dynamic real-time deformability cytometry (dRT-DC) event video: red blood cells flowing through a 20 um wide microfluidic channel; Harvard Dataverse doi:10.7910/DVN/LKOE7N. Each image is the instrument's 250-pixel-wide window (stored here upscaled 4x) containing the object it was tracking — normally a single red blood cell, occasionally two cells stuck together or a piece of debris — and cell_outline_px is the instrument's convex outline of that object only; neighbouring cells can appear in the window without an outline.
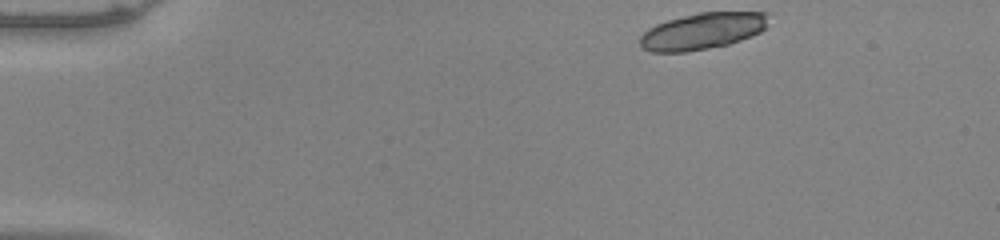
{"species": "common noctule bat (a hibernating species)", "species_latin": "Nyctalus noctula", "temperature_condition": "warm", "stored_images_in_passage": 45, "camera_frame_rate_fps": 3000, "um_per_image_px": 0.085, "animal": {"sex": "male", "body_mass_g": 20.0, "forearm_length_mm": 53.3}, "frame": {"image": 1, "passage_image": 1, "time_ms": 0.0, "image_size_px": [1000, 240], "cell_outline_px": [[772, 12], [768, 28], [752, 36], [728, 44], [688, 52], [652, 52], [644, 48], [640, 44], [640, 36], [648, 28], [656, 24], [668, 20], [700, 12]], "centroid_in_image_um": [59.79, 2.63], "position_along_channel_um": 25.2, "area_um2": 27.63}}
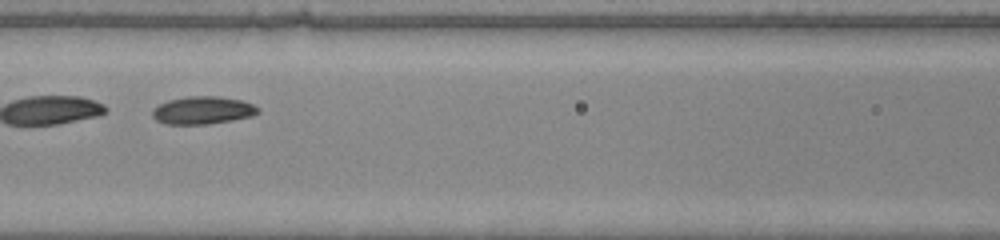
{"frame": {"image": 2, "passage_image": 18, "time_ms": 5.667, "image_size_px": [1000, 240], "cell_outline_px": [[260, 112], [252, 116], [232, 120], [208, 124], [164, 124], [156, 120], [152, 116], [152, 108], [168, 100], [188, 96], [220, 96], [244, 100], [260, 108]], "centroid_in_image_um": [17.24, 9.37], "position_along_channel_um": 149.4, "area_um2": 17.28}, "authors_computed_cell_mechanics": {"area_um2": 17.2822, "velocity_mm_per_s": 3.9384, "shape_relaxation_time_tau1_ms": 2.7487, "shape_relaxation_time_tau2_ms": null, "deformation_change_tau1": 0.1097, "deformation_change_tau2": null}}